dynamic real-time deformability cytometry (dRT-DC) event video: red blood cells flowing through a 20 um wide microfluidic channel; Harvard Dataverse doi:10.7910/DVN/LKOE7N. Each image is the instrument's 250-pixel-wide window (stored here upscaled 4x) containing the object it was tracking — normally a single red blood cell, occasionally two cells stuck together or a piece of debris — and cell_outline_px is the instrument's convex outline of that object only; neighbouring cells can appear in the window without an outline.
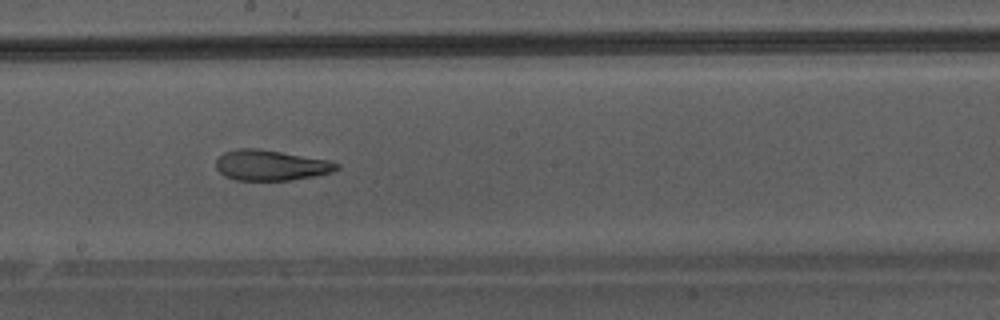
{"species": "Egyptian fruit bat (a non-hibernating species)", "species_latin": "Rousettus aegyptiacus", "temperature_condition": "warm", "stored_images_in_passage": 48, "camera_frame_rate_fps": 3000, "um_per_image_px": 0.085, "animal": {"sex": "male"}, "frame": {"image": 1, "passage_image": 28, "time_ms": 9.0, "image_size_px": [1000, 320], "cell_outline_px": [[340, 168], [332, 172], [312, 176], [288, 180], [236, 180], [224, 176], [216, 168], [216, 160], [224, 152], [236, 148], [256, 148], [328, 160], [340, 164]], "centroid_in_image_um": [22.99, 14.04], "position_along_channel_um": 225.2, "area_um2": 21.27}}